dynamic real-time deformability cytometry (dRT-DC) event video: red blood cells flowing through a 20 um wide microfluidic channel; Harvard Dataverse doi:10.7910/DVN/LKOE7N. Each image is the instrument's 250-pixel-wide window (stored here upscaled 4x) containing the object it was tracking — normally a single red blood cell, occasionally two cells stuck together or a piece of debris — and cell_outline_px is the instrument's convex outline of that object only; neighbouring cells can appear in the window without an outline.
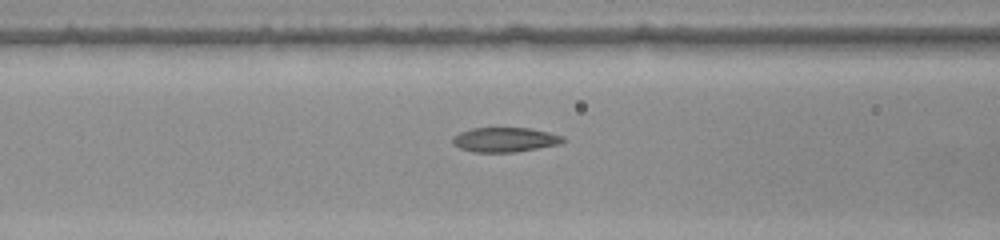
{"species": "common noctule bat (a hibernating species)", "species_latin": "Nyctalus noctula", "temperature_condition": "warm", "stored_images_in_passage": 32, "camera_frame_rate_fps": 3000, "um_per_image_px": 0.085, "animal": {"sex": "female", "body_mass_g": 22.0, "forearm_length_mm": 56.7}, "frame": {"image": 1, "passage_image": 11, "time_ms": 3.333, "image_size_px": [1000, 240], "cell_outline_px": [[564, 140], [560, 144], [516, 152], [472, 152], [460, 148], [452, 144], [452, 136], [460, 132], [472, 128], [528, 128], [548, 132], [564, 136]], "centroid_in_image_um": [42.88, 11.88], "position_along_channel_um": 123.7, "area_um2": 15.84}}
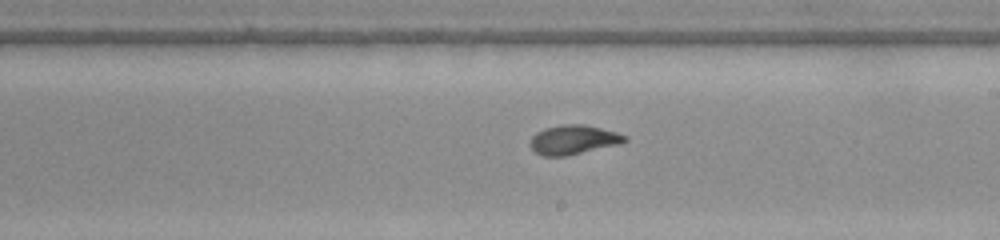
{"frame": {"image": 2, "passage_image": 20, "time_ms": 6.333, "image_size_px": [1000, 240], "cell_outline_px": [[628, 140], [620, 144], [564, 156], [544, 156], [536, 152], [532, 148], [532, 136], [536, 132], [544, 128], [564, 124], [584, 124], [616, 132], [628, 136]], "centroid_in_image_um": [48.77, 11.86], "position_along_channel_um": 240.2, "area_um2": 15.95}}
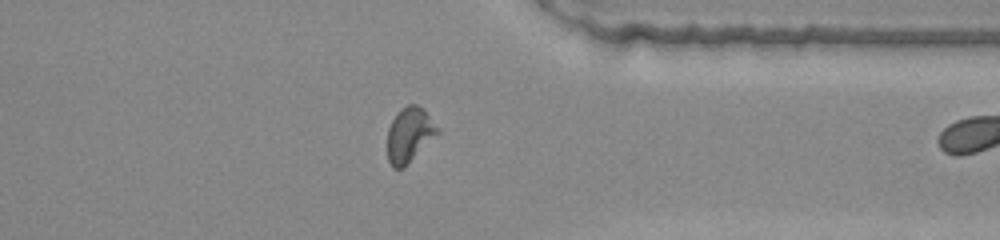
{"frame": {"image": 3, "passage_image": 31, "time_ms": 10.0, "image_size_px": [1000, 240], "cell_outline_px": [[440, 132], [404, 168], [392, 168], [388, 160], [388, 128], [396, 112], [400, 108], [408, 104], [416, 104], [424, 108], [440, 128]], "centroid_in_image_um": [34.82, 11.43], "position_along_channel_um": 376.6, "area_um2": 16.3}}